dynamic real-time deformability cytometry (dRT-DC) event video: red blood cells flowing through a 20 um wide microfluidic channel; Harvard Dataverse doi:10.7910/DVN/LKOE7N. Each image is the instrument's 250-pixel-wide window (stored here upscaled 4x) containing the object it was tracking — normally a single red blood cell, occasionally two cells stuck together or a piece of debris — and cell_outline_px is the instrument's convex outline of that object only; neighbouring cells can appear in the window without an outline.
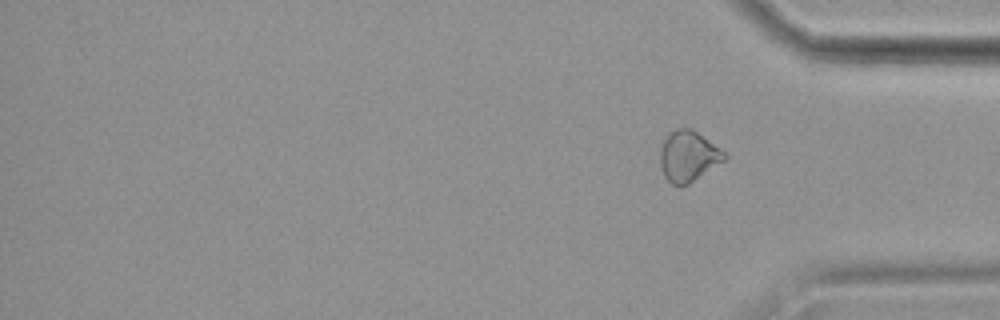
{"species": "common noctule bat (a hibernating species)", "species_latin": "Nyctalus noctula", "temperature_condition": "cold", "stored_images_in_passage": 16, "segment_of_instrument_passage": [2, 2], "camera_frame_rate_fps": 3000, "um_per_image_px": 0.085, "animal": {"sex": "female", "body_mass_g": 19.9}, "frame": {"image": 1, "passage_image": 16, "time_ms": 19.333, "image_size_px": [1000, 320], "cell_outline_px": [[728, 156], [724, 160], [688, 184], [680, 188], [672, 184], [664, 176], [660, 164], [660, 148], [668, 132], [676, 128], [692, 128], [724, 152]], "centroid_in_image_um": [58.46, 13.28], "position_along_channel_um": 376.7, "area_um2": 18.9}}